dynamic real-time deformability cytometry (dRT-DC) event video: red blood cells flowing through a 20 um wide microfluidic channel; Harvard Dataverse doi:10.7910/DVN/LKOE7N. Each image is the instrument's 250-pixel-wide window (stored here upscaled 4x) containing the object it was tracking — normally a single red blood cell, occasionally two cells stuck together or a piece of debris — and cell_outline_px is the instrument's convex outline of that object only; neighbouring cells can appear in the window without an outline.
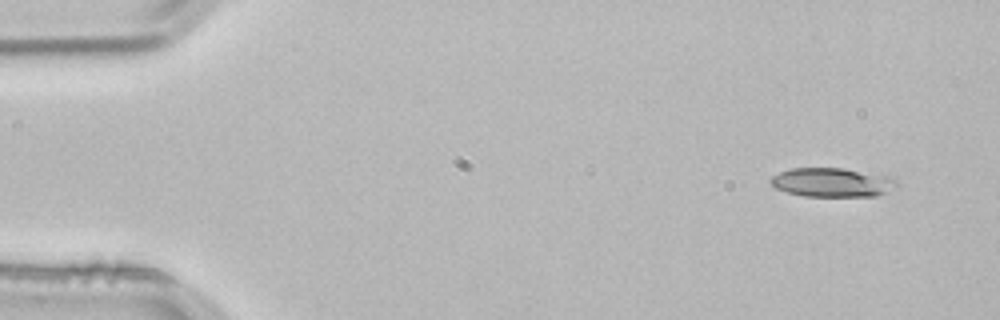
{"species": "common noctule bat (a hibernating species)", "species_latin": "Nyctalus noctula", "temperature_condition": "room temperature", "stored_images_in_passage": 4, "segment_of_instrument_passage": [1, 2], "camera_frame_rate_fps": 3000, "um_per_image_px": 0.085, "animal": {"sex": "male", "body_mass_g": 21.5, "forearm_length_mm": 52.0}, "frame": {"image": 1, "passage_image": 1, "time_ms": 0.0, "image_size_px": [1000, 320], "cell_outline_px": [[900, 184], [896, 188], [876, 196], [804, 196], [788, 192], [776, 188], [768, 180], [772, 176], [780, 172], [792, 168], [844, 168], [888, 176], [896, 180]], "centroid_in_image_um": [70.76, 15.5], "position_along_channel_um": 14.2, "area_um2": 21.33}}